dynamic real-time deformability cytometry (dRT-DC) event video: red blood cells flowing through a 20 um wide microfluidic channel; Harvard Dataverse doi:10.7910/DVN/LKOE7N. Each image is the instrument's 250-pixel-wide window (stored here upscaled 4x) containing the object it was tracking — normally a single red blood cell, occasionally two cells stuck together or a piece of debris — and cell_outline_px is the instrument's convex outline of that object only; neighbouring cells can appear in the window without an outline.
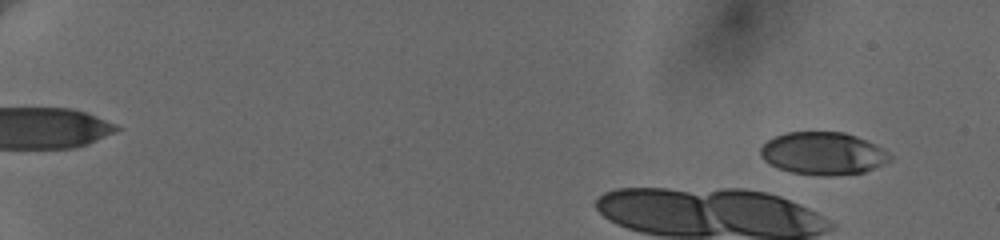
{"species": "human", "species_latin": "Homo sapiens", "temperature_condition": "cold", "stored_images_in_passage": 21, "camera_frame_rate_fps": 3000, "um_per_image_px": 0.085, "donor": {"sex": "female"}, "frame": {"image": 1, "passage_image": 6, "time_ms": 1.333, "image_size_px": [1000, 240], "cell_outline_px": [[892, 160], [864, 172], [832, 176], [824, 176], [792, 172], [780, 168], [764, 160], [760, 156], [760, 148], [768, 140], [784, 132], [844, 132], [856, 136], [876, 144], [888, 152], [892, 156]], "centroid_in_image_um": [69.98, 13.04], "position_along_channel_um": 15.0, "area_um2": 32.08}}